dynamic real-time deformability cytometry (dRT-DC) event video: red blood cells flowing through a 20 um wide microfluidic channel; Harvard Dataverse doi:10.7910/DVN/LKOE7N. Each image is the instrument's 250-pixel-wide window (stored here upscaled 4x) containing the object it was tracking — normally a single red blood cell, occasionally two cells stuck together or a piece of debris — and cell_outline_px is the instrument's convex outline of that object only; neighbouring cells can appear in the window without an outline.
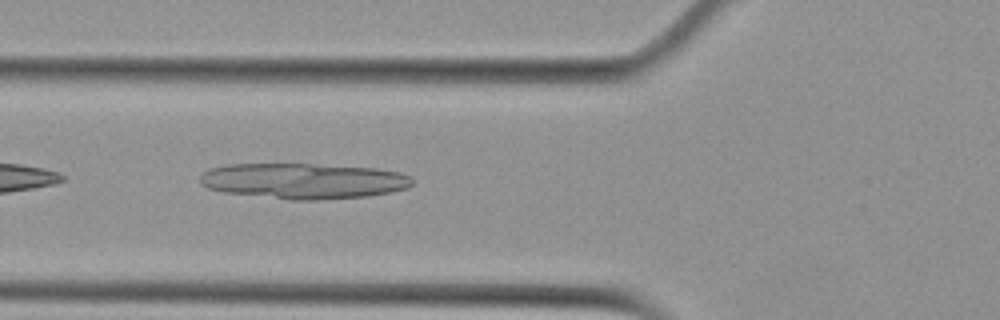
{"species": "Egyptian fruit bat (a non-hibernating species)", "species_latin": "Rousettus aegyptiacus", "temperature_condition": "cold", "stored_images_in_passage": 22, "camera_frame_rate_fps": 3000, "um_per_image_px": 0.085, "animal": {"sex": "female"}, "frame": {"image": 1, "passage_image": 3, "time_ms": 0.667, "image_size_px": [1000, 320], "cell_outline_px": [[412, 184], [408, 188], [392, 192], [368, 196], [316, 200], [288, 200], [220, 192], [208, 188], [200, 184], [200, 176], [208, 168], [224, 164], [312, 164], [376, 168], [400, 172], [412, 176]], "centroid_in_image_um": [25.77, 15.38], "position_along_channel_um": 100.0, "area_um2": 44.62}}
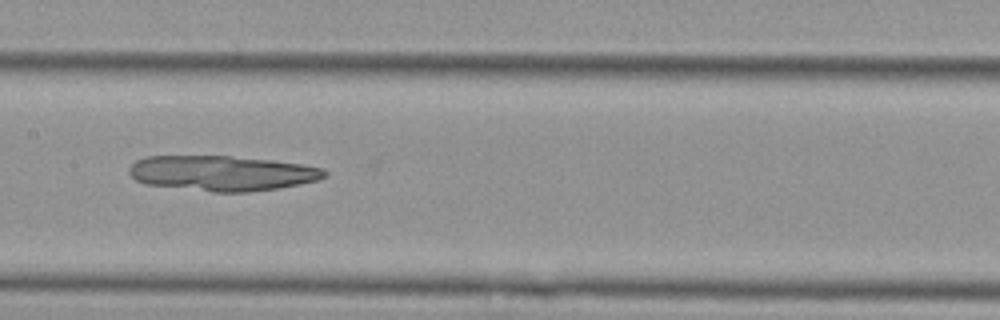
{"frame": {"image": 2, "passage_image": 10, "time_ms": 3.0, "image_size_px": [1000, 320], "cell_outline_px": [[328, 176], [320, 180], [280, 188], [248, 192], [212, 192], [144, 184], [136, 180], [128, 172], [128, 168], [136, 160], [144, 156], [228, 156], [272, 160], [304, 164], [324, 168], [328, 172]], "centroid_in_image_um": [18.91, 14.72], "position_along_channel_um": 188.5, "area_um2": 40.52}}
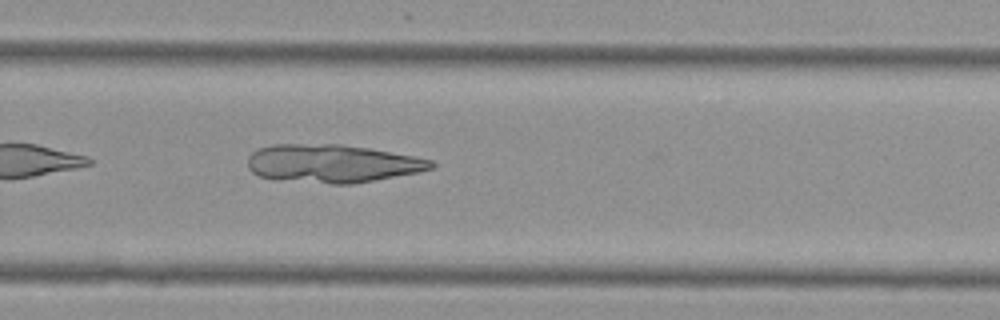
{"frame": {"image": 3, "passage_image": 19, "time_ms": 6.0, "image_size_px": [1000, 320], "cell_outline_px": [[436, 164], [432, 168], [420, 172], [352, 184], [332, 184], [280, 180], [256, 176], [248, 168], [248, 156], [252, 152], [260, 148], [272, 144], [340, 144], [368, 148], [416, 156], [432, 160]], "centroid_in_image_um": [28.23, 13.9], "position_along_channel_um": 301.6, "area_um2": 41.04}}